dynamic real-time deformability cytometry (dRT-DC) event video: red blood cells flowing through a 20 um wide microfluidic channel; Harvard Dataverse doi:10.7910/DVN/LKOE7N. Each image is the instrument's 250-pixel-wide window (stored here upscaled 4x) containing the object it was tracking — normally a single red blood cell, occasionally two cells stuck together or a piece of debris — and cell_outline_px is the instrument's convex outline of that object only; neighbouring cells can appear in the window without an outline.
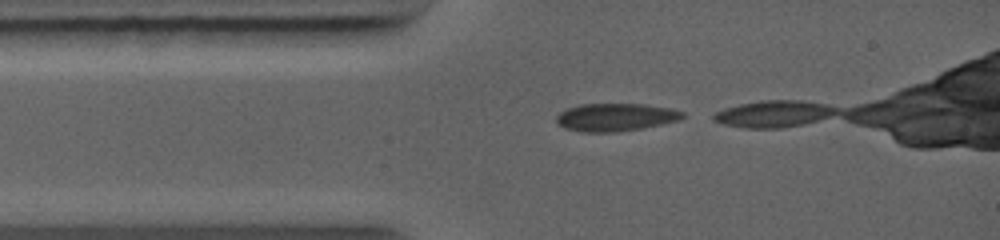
{"species": "common noctule bat (a hibernating species)", "species_latin": "Nyctalus noctula", "temperature_condition": "warm", "stored_images_in_passage": 5, "camera_frame_rate_fps": 5000, "um_per_image_px": 0.085, "animal": {"sex": "female", "body_mass_g": 19.0, "forearm_length_mm": 56.7}, "frame": {"image": 1, "passage_image": 1, "time_ms": 0.0, "image_size_px": [1000, 240], "cell_outline_px": [[684, 116], [680, 120], [640, 128], [616, 132], [580, 132], [564, 128], [556, 120], [556, 116], [560, 112], [568, 108], [580, 104], [644, 104], [668, 108], [684, 112]], "centroid_in_image_um": [52.29, 9.96], "position_along_channel_um": 32.7, "area_um2": 20.29}}
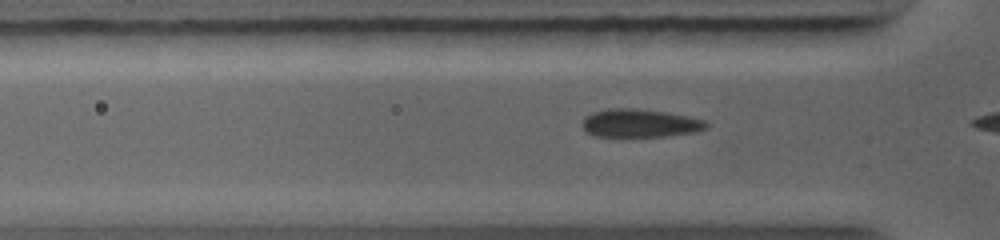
{"frame": {"image": 2, "passage_image": 4, "time_ms": 1.0, "image_size_px": [1000, 240], "cell_outline_px": [[708, 128], [696, 132], [664, 136], [620, 140], [596, 136], [584, 132], [580, 124], [584, 116], [592, 112], [608, 108], [632, 108], [668, 112], [688, 116], [704, 120], [708, 124]], "centroid_in_image_um": [54.3, 10.52], "position_along_channel_um": 71.5, "area_um2": 21.62}}